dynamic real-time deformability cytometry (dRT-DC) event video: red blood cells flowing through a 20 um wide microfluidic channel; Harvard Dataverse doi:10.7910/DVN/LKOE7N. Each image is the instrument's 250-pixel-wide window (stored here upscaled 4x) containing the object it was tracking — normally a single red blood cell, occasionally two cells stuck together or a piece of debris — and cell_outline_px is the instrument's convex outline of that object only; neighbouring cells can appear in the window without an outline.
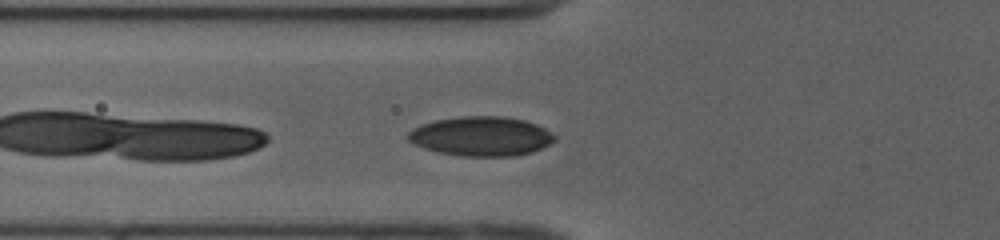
{"species": "human", "species_latin": "Homo sapiens", "temperature_condition": "cold", "stored_images_in_passage": 34, "camera_frame_rate_fps": 3000, "um_per_image_px": 0.085, "donor": {"sex": "female"}, "frame": {"image": 1, "passage_image": 2, "time_ms": 0.333, "image_size_px": [1000, 240], "cell_outline_px": [[556, 140], [532, 152], [512, 156], [460, 156], [436, 152], [424, 148], [408, 140], [408, 132], [412, 128], [436, 120], [464, 116], [504, 116], [524, 120], [536, 124], [552, 132], [556, 136]], "centroid_in_image_um": [40.91, 11.58], "position_along_channel_um": 84.9, "area_um2": 33.58}}
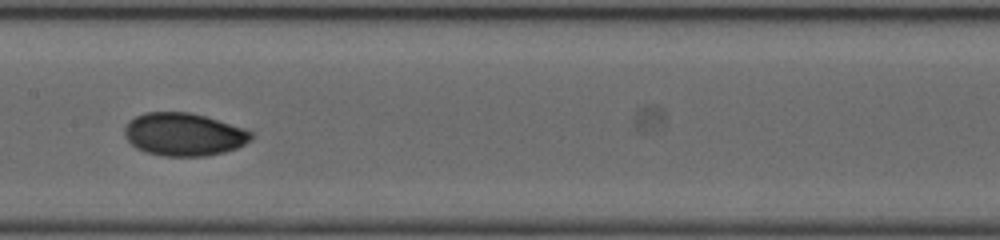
{"frame": {"image": 2, "passage_image": 10, "time_ms": 3.0, "image_size_px": [1000, 240], "cell_outline_px": [[252, 140], [236, 148], [224, 152], [204, 156], [164, 156], [148, 152], [136, 148], [124, 136], [124, 128], [128, 120], [144, 112], [188, 112], [204, 116], [244, 128], [252, 132]], "centroid_in_image_um": [15.6, 11.42], "position_along_channel_um": 191.8, "area_um2": 31.56}}
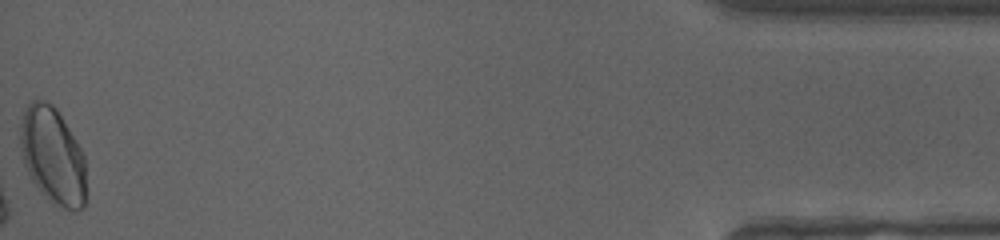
{"frame": {"image": 3, "passage_image": 34, "time_ms": 11.0, "image_size_px": [1000, 240], "cell_outline_px": [[84, 208], [76, 212], [72, 212], [56, 208], [40, 192], [32, 180], [24, 164], [20, 148], [20, 124], [24, 112], [28, 104], [32, 100], [44, 100], [52, 104], [56, 108], [76, 140], [84, 156]], "centroid_in_image_um": [4.47, 13.28], "position_along_channel_um": 430.7, "area_um2": 37.28}, "authors_computed_cell_mechanics": {"area_um2": 31.1831, "velocity_mm_per_s": 3.9821, "shape_relaxation_time_tau1_ms": 4.544, "shape_relaxation_time_tau2_ms": 1.1729, "deformation_change_tau1": 0.1342, "deformation_change_tau2": 0.037}}